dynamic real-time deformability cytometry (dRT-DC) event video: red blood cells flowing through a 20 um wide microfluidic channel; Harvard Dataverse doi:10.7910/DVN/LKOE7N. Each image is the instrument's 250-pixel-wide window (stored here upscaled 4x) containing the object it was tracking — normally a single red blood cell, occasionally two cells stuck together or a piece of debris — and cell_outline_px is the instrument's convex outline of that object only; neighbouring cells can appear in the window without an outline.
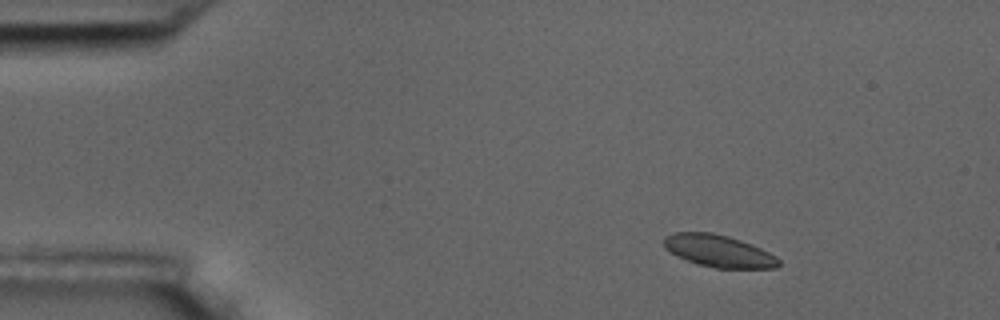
{"species": "common noctule bat (a hibernating species)", "species_latin": "Nyctalus noctula", "temperature_condition": "room temperature", "stored_images_in_passage": 9, "camera_frame_rate_fps": 3000, "um_per_image_px": 0.085, "animal": {"sex": "male", "body_mass_g": 17.5, "forearm_length_mm": 52.3}, "frame": {"image": 1, "passage_image": 2, "time_ms": 1.0, "image_size_px": [1000, 320], "cell_outline_px": [[780, 264], [776, 268], [716, 268], [696, 264], [676, 256], [664, 248], [664, 236], [676, 232], [712, 232], [728, 236], [740, 240], [760, 248], [776, 256], [780, 260]], "centroid_in_image_um": [61.06, 21.34], "position_along_channel_um": 23.9, "area_um2": 21.56}}
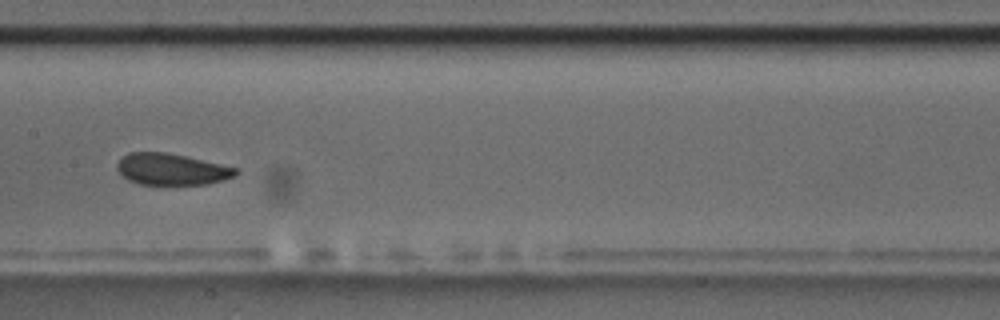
{"frame": {"image": 2, "passage_image": 8, "time_ms": 8.0, "image_size_px": [1000, 320], "cell_outline_px": [[240, 172], [232, 176], [220, 180], [204, 184], [140, 184], [128, 180], [116, 168], [116, 164], [120, 156], [128, 152], [164, 152], [184, 156], [240, 168]], "centroid_in_image_um": [14.54, 14.37], "position_along_channel_um": 192.9, "area_um2": 21.62}}
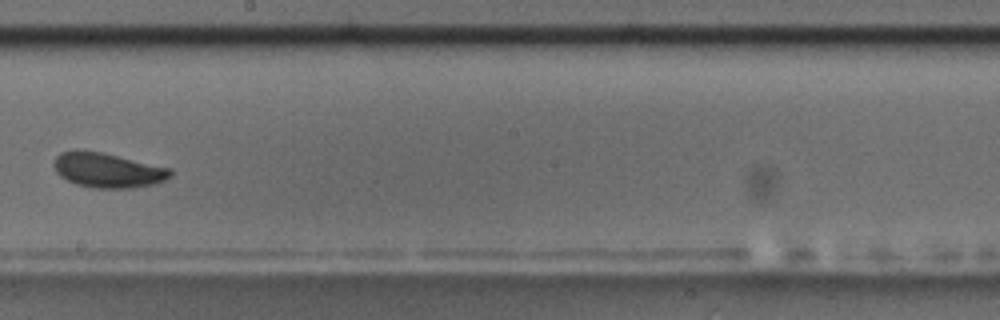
{"frame": {"image": 3, "passage_image": 9, "time_ms": 9.333, "image_size_px": [1000, 320], "cell_outline_px": [[172, 176], [164, 180], [152, 184], [132, 188], [96, 188], [76, 184], [60, 176], [56, 172], [52, 164], [56, 156], [60, 152], [104, 152], [172, 168]], "centroid_in_image_um": [9.19, 14.48], "position_along_channel_um": 239.0, "area_um2": 23.41}}